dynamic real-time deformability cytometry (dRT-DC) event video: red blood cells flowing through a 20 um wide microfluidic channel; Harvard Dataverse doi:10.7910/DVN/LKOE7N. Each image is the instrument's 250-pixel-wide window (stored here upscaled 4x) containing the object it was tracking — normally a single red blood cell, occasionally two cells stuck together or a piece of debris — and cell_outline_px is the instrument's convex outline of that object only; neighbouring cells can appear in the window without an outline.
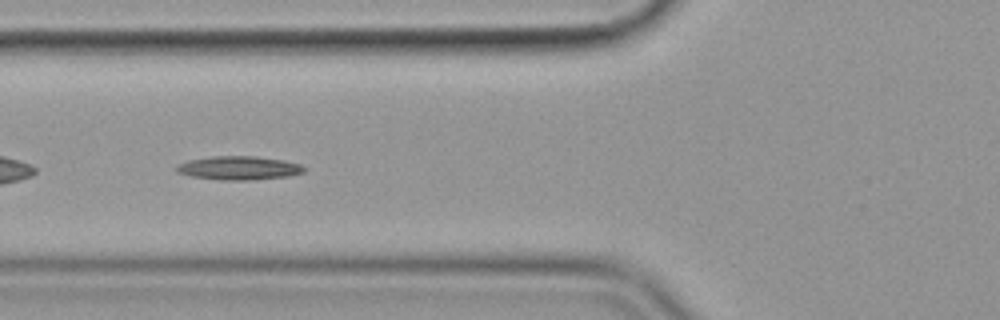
{"species": "common noctule bat (a hibernating species)", "species_latin": "Nyctalus noctula", "temperature_condition": "cold", "stored_images_in_passage": 42, "camera_frame_rate_fps": 3000, "um_per_image_px": 0.085, "animal": {"sex": "female", "body_mass_g": 19.9}, "frame": {"image": 1, "passage_image": 7, "time_ms": 2.0, "image_size_px": [1000, 320], "cell_outline_px": [[304, 172], [288, 176], [252, 180], [220, 180], [192, 176], [176, 172], [176, 168], [180, 164], [188, 160], [212, 156], [256, 156], [284, 160], [300, 164], [304, 168]], "centroid_in_image_um": [20.31, 14.28], "position_along_channel_um": 105.5, "area_um2": 17.51}}
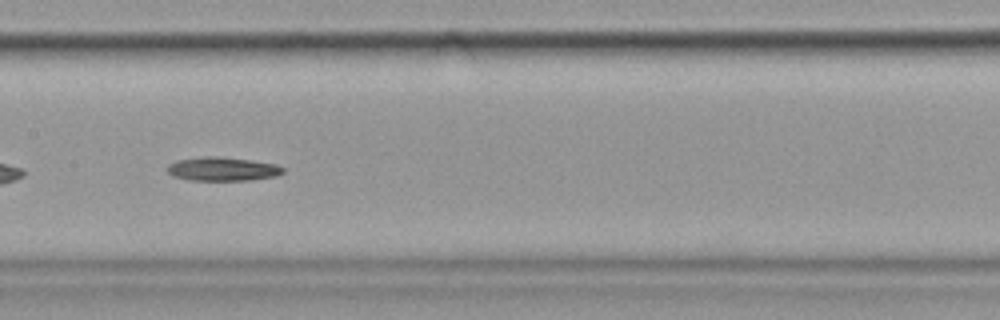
{"frame": {"image": 2, "passage_image": 14, "time_ms": 4.333, "image_size_px": [1000, 320], "cell_outline_px": [[284, 172], [276, 176], [252, 180], [188, 180], [172, 176], [164, 168], [168, 164], [176, 160], [208, 156], [216, 156], [248, 160], [276, 164], [284, 168]], "centroid_in_image_um": [18.87, 14.37], "position_along_channel_um": 188.5, "area_um2": 16.07}}
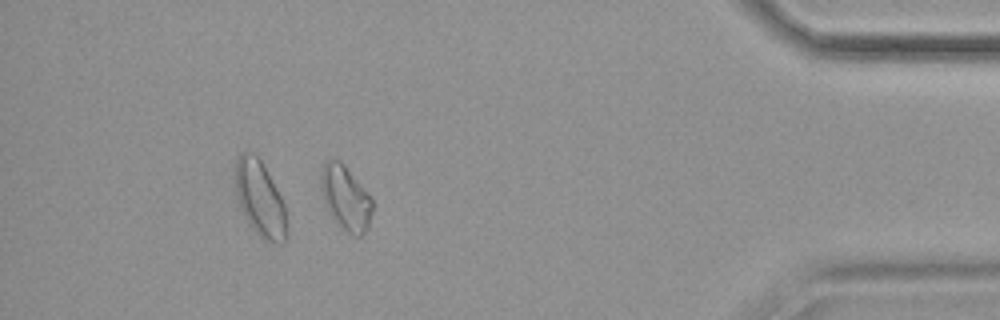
{"frame": {"image": 3, "passage_image": 36, "time_ms": 11.667, "image_size_px": [1000, 320], "cell_outline_px": [[372, 212], [368, 224], [364, 232], [360, 236], [356, 236], [348, 232], [336, 224], [328, 212], [324, 204], [320, 184], [320, 172], [324, 160], [340, 160], [344, 164], [364, 188], [372, 200]], "centroid_in_image_um": [29.33, 16.8], "position_along_channel_um": 405.9, "area_um2": 19.36}}